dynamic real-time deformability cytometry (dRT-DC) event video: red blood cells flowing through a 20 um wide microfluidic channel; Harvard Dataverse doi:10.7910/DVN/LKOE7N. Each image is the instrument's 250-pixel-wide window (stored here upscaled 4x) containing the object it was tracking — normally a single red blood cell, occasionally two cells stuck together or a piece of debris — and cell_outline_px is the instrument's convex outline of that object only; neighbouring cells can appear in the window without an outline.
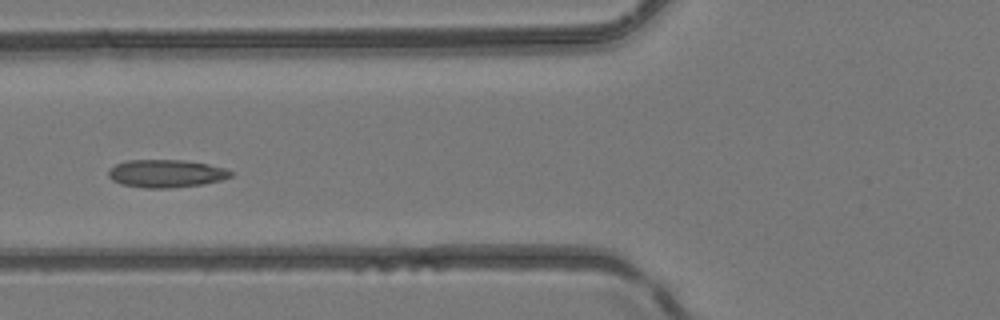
{"species": "common noctule bat (a hibernating species)", "species_latin": "Nyctalus noctula", "temperature_condition": "room temperature", "stored_images_in_passage": 3, "camera_frame_rate_fps": 3000, "um_per_image_px": 0.085, "animal": {"sex": "female", "body_mass_g": 24.6, "forearm_length_mm": 56.2}, "frame": {"image": 1, "passage_image": 3, "time_ms": 2.667, "image_size_px": [1000, 320], "cell_outline_px": [[232, 176], [220, 180], [204, 184], [168, 188], [144, 188], [120, 184], [112, 180], [108, 176], [108, 172], [116, 164], [128, 160], [184, 160], [208, 164], [224, 168], [232, 172]], "centroid_in_image_um": [14.11, 14.75], "position_along_channel_um": 111.7, "area_um2": 19.77}}